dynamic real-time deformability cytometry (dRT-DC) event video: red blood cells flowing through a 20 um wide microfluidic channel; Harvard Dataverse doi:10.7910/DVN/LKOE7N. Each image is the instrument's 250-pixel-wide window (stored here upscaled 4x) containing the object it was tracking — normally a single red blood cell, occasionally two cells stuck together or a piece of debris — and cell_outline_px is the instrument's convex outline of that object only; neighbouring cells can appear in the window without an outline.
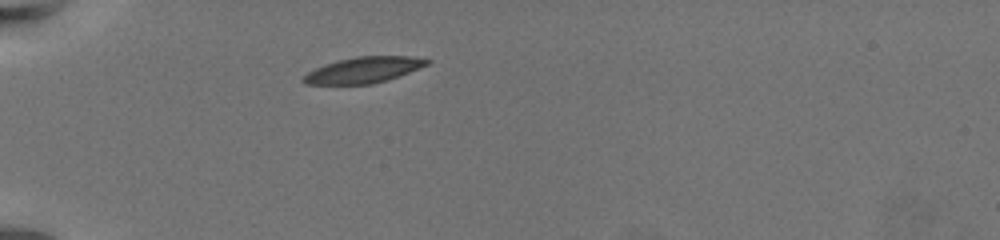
{"species": "common noctule bat (a hibernating species)", "species_latin": "Nyctalus noctula", "temperature_condition": "warm", "stored_images_in_passage": 43, "camera_frame_rate_fps": 3000, "um_per_image_px": 0.085, "animal": {"sex": "female", "body_mass_g": 19.5, "forearm_length_mm": 54.1}, "frame": {"image": 1, "passage_image": 1, "time_ms": 0.0, "image_size_px": [1000, 240], "cell_outline_px": [[432, 60], [428, 64], [408, 72], [372, 84], [304, 84], [300, 80], [308, 72], [324, 64], [336, 60], [356, 56], [412, 56]], "centroid_in_image_um": [30.86, 5.93], "position_along_channel_um": 54.1, "area_um2": 18.5}}
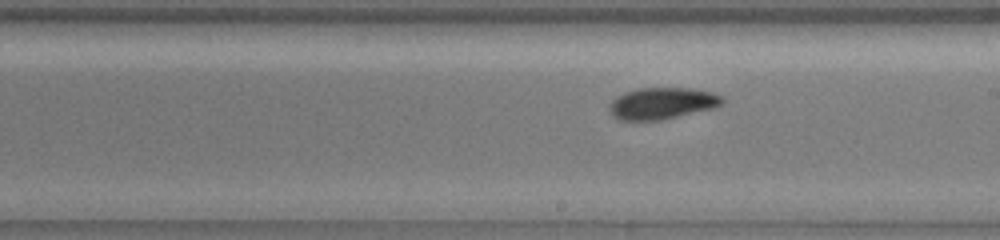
{"frame": {"image": 2, "passage_image": 19, "time_ms": 6.0, "image_size_px": [1000, 240], "cell_outline_px": [[724, 100], [720, 104], [712, 108], [660, 120], [620, 120], [612, 116], [608, 108], [612, 100], [616, 96], [624, 92], [640, 88], [688, 88], [712, 92], [724, 96]], "centroid_in_image_um": [56.24, 8.77], "position_along_channel_um": 232.8, "area_um2": 20.69}}
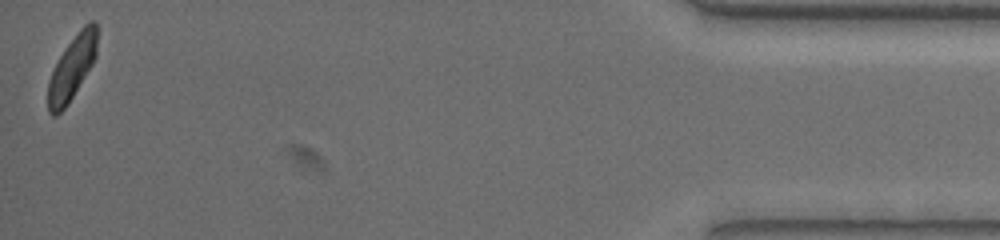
{"frame": {"image": 3, "passage_image": 43, "time_ms": 14.0, "image_size_px": [1000, 240], "cell_outline_px": [[96, 56], [92, 64], [68, 104], [56, 116], [52, 116], [48, 112], [48, 80], [60, 56], [68, 44], [80, 28], [88, 20], [96, 20]], "centroid_in_image_um": [6.12, 5.76], "position_along_channel_um": 429.1, "area_um2": 18.03}, "authors_computed_cell_mechanics": {"area_um2": 19.9988, "velocity_mm_per_s": 3.4008, "shape_relaxation_time_tau1_ms": 3.4064, "shape_relaxation_time_tau2_ms": 3.7425, "deformation_change_tau1": 0.1248, "deformation_change_tau2": 0.0802}}